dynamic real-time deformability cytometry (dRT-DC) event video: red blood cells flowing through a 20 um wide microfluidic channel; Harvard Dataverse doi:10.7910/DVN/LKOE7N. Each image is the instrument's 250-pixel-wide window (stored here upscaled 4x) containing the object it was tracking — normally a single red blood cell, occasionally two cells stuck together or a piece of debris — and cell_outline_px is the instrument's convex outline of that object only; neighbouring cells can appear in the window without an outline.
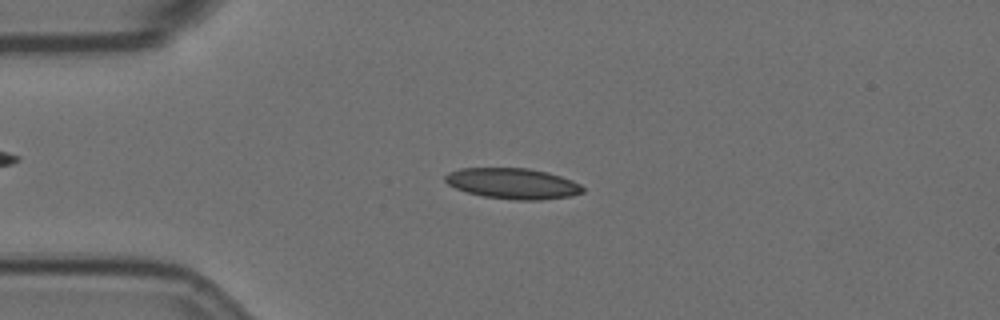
{"species": "Egyptian fruit bat (a non-hibernating species)", "species_latin": "Rousettus aegyptiacus", "temperature_condition": "room temperature", "stored_images_in_passage": 57, "camera_frame_rate_fps": 3000, "um_per_image_px": 0.085, "animal": {"sex": "female"}, "frame": {"image": 1, "passage_image": 13, "time_ms": 4.0, "image_size_px": [1000, 320], "cell_outline_px": [[584, 192], [572, 196], [540, 200], [516, 200], [484, 196], [468, 192], [456, 188], [448, 184], [444, 180], [444, 176], [448, 172], [460, 168], [528, 168], [548, 172], [572, 180], [580, 184], [584, 188]], "centroid_in_image_um": [43.6, 15.59], "position_along_channel_um": 41.4, "area_um2": 24.68}}
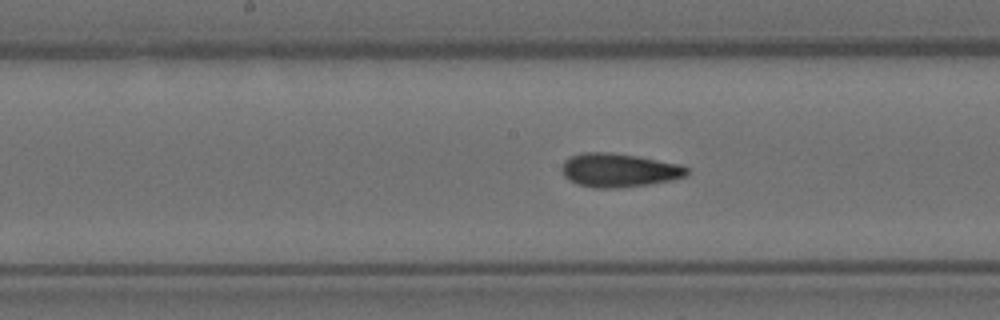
{"frame": {"image": 2, "passage_image": 28, "time_ms": 9.0, "image_size_px": [1000, 320], "cell_outline_px": [[688, 172], [684, 176], [672, 180], [648, 184], [616, 188], [592, 188], [580, 184], [564, 176], [560, 168], [564, 160], [568, 156], [580, 152], [608, 152], [636, 156], [680, 164], [688, 168]], "centroid_in_image_um": [52.56, 14.45], "position_along_channel_um": 195.6, "area_um2": 24.51}}
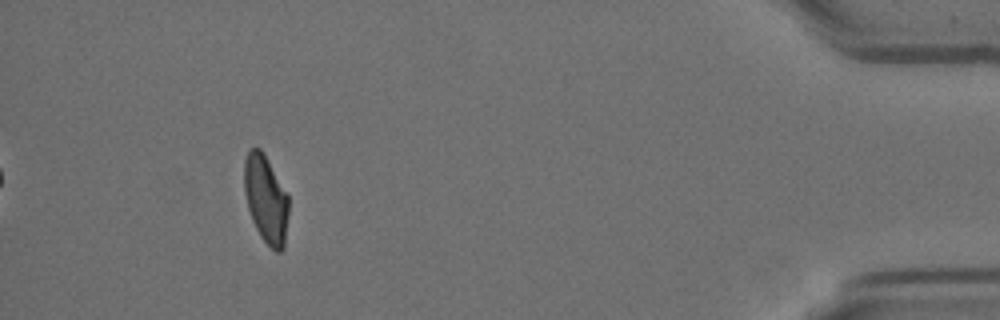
{"frame": {"image": 3, "passage_image": 52, "time_ms": 17.0, "image_size_px": [1000, 320], "cell_outline_px": [[288, 216], [284, 248], [280, 252], [276, 252], [260, 236], [252, 220], [248, 208], [244, 192], [244, 160], [248, 148], [260, 148], [264, 152], [288, 196]], "centroid_in_image_um": [22.59, 16.9], "position_along_channel_um": 412.6, "area_um2": 22.77}}